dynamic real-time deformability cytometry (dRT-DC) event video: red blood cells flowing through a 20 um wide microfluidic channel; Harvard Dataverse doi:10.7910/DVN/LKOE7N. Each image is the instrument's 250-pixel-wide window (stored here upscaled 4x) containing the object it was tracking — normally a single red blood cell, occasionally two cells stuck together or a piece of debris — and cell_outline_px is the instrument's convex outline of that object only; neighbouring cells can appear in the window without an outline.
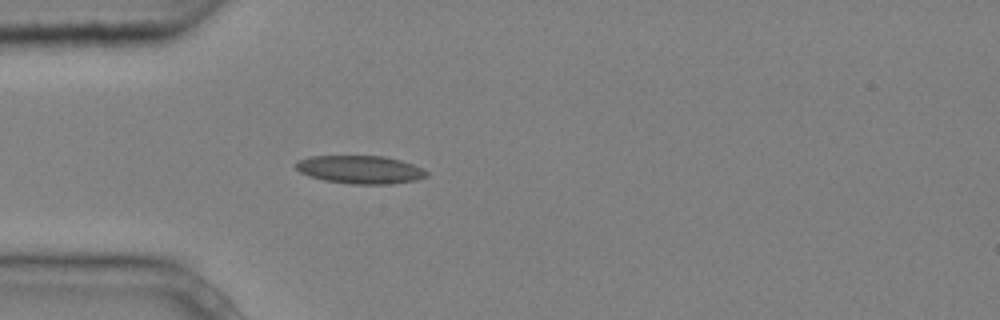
{"species": "common noctule bat (a hibernating species)", "species_latin": "Nyctalus noctula", "temperature_condition": "cold", "stored_images_in_passage": 4, "camera_frame_rate_fps": 3000, "um_per_image_px": 0.085, "animal": {"sex": "male", "body_mass_g": 20.4}, "frame": {"image": 1, "passage_image": 2, "time_ms": 0.333, "image_size_px": [1000, 320], "cell_outline_px": [[428, 176], [416, 180], [392, 184], [352, 184], [324, 180], [308, 176], [300, 172], [296, 168], [296, 160], [308, 156], [384, 156], [400, 160], [424, 168], [428, 172]], "centroid_in_image_um": [30.62, 14.41], "position_along_channel_um": 54.4, "area_um2": 21.56}}
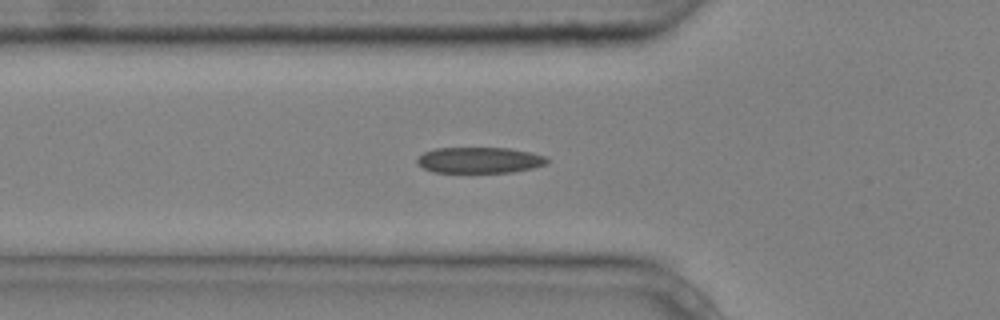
{"frame": {"image": 2, "passage_image": 4, "time_ms": 1.0, "image_size_px": [1000, 320], "cell_outline_px": [[548, 160], [544, 164], [532, 168], [512, 172], [432, 172], [416, 164], [416, 160], [424, 152], [436, 148], [508, 148], [532, 152], [544, 156]], "centroid_in_image_um": [40.72, 13.61], "position_along_channel_um": 85.1, "area_um2": 19.54}}